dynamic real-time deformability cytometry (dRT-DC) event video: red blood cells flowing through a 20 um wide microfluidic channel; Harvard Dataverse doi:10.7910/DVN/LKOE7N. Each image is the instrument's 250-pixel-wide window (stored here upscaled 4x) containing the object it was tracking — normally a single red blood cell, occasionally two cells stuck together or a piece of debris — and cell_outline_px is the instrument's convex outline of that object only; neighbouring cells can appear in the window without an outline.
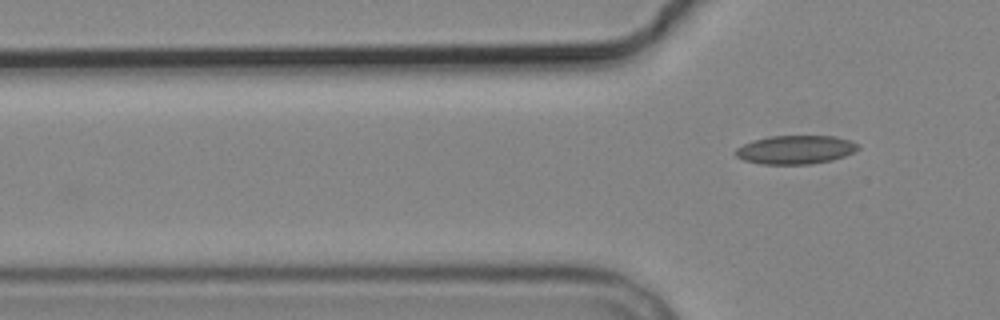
{"species": "common noctule bat (a hibernating species)", "species_latin": "Nyctalus noctula", "temperature_condition": "cold", "stored_images_in_passage": 7, "camera_frame_rate_fps": 3000, "um_per_image_px": 0.085, "animal": {"sex": "male", "body_mass_g": 19.2, "forearm_length_mm": 51.8}, "frame": {"image": 1, "passage_image": 7, "time_ms": 7.0, "image_size_px": [1000, 320], "cell_outline_px": [[860, 148], [844, 156], [832, 160], [812, 164], [760, 164], [744, 160], [736, 156], [732, 152], [736, 148], [752, 140], [768, 136], [836, 136], [860, 144]], "centroid_in_image_um": [67.59, 12.72], "position_along_channel_um": 58.2, "area_um2": 20.58}}